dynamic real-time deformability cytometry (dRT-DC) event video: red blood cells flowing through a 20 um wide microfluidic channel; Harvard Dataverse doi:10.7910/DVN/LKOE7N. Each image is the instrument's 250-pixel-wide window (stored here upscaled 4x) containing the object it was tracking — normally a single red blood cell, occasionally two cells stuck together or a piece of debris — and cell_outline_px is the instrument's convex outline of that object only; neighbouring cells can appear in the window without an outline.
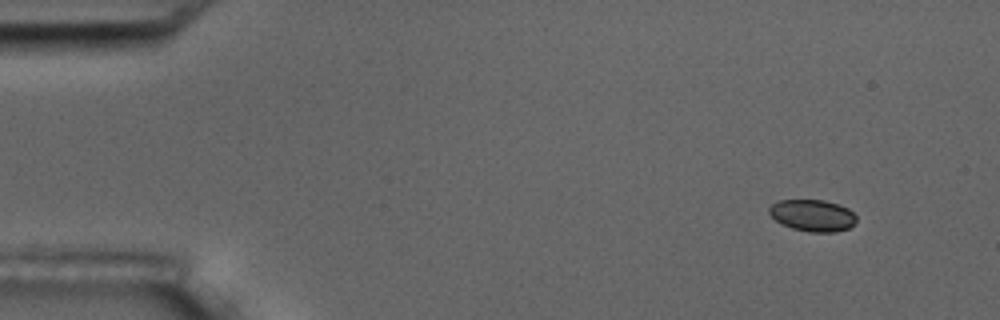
{"species": "common noctule bat (a hibernating species)", "species_latin": "Nyctalus noctula", "temperature_condition": "room temperature", "stored_images_in_passage": 5, "camera_frame_rate_fps": 3000, "um_per_image_px": 0.085, "animal": {"sex": "male", "body_mass_g": 17.5, "forearm_length_mm": 52.3}, "frame": {"image": 1, "passage_image": 1, "time_ms": 0.0, "image_size_px": [1000, 320], "cell_outline_px": [[856, 220], [848, 228], [836, 232], [808, 232], [792, 228], [776, 220], [768, 212], [768, 208], [772, 204], [780, 200], [824, 200], [848, 208], [856, 216]], "centroid_in_image_um": [69.06, 18.31], "position_along_channel_um": 15.9, "area_um2": 15.95}}
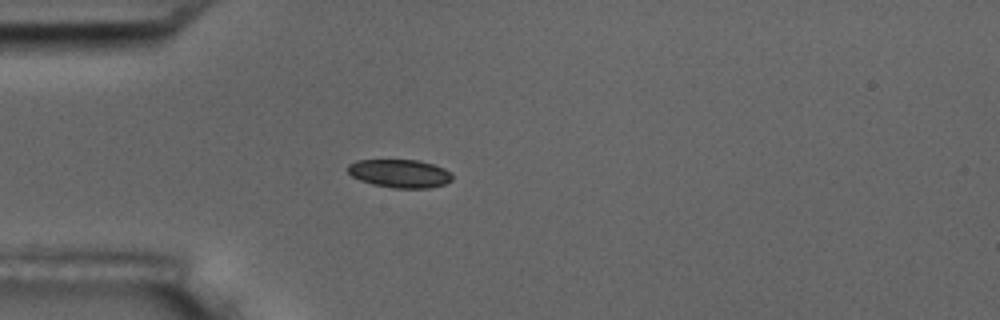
{"frame": {"image": 2, "passage_image": 4, "time_ms": 3.667, "image_size_px": [1000, 320], "cell_outline_px": [[452, 180], [444, 184], [428, 188], [392, 188], [372, 184], [360, 180], [352, 176], [348, 172], [348, 164], [356, 160], [416, 160], [432, 164], [444, 168], [452, 172]], "centroid_in_image_um": [33.98, 14.75], "position_along_channel_um": 51.0, "area_um2": 17.22}}